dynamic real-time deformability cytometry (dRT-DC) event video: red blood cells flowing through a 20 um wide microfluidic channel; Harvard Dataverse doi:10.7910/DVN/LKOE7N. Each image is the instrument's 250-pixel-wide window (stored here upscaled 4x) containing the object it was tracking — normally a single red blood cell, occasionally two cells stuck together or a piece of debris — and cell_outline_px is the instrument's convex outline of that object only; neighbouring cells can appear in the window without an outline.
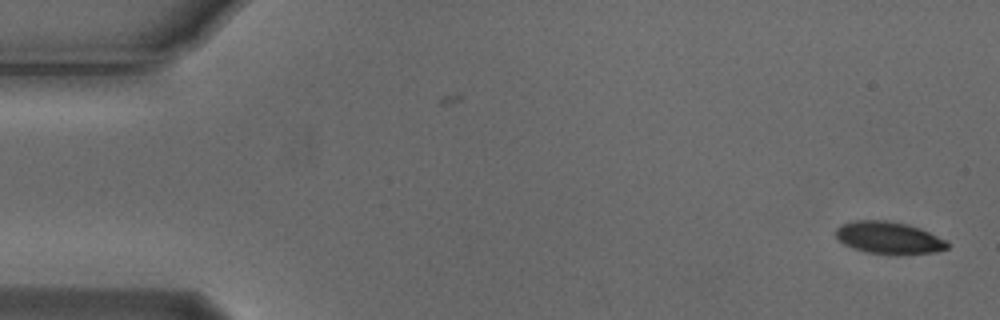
{"species": "Egyptian fruit bat (a non-hibernating species)", "species_latin": "Rousettus aegyptiacus", "temperature_condition": "cold", "stored_images_in_passage": 54, "camera_frame_rate_fps": 3000, "um_per_image_px": 0.085, "animal": {"sex": "male"}, "frame": {"image": 1, "passage_image": 1, "time_ms": 0.0, "image_size_px": [1000, 320], "cell_outline_px": [[948, 248], [936, 252], [896, 256], [868, 252], [852, 248], [844, 244], [836, 236], [836, 228], [840, 224], [852, 220], [888, 220], [908, 224], [920, 228], [948, 240]], "centroid_in_image_um": [75.57, 20.22], "position_along_channel_um": 9.4, "area_um2": 21.44}}
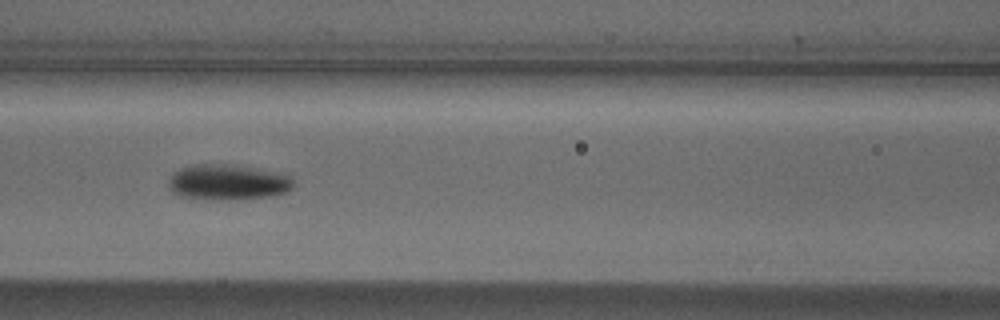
{"frame": {"image": 2, "passage_image": 23, "time_ms": 7.333, "image_size_px": [1000, 320], "cell_outline_px": [[292, 188], [288, 192], [272, 196], [236, 200], [224, 200], [180, 196], [172, 192], [168, 188], [168, 180], [172, 172], [180, 168], [200, 164], [232, 164], [280, 172], [292, 176]], "centroid_in_image_um": [19.38, 15.48], "position_along_channel_um": 147.2, "area_um2": 26.24}}
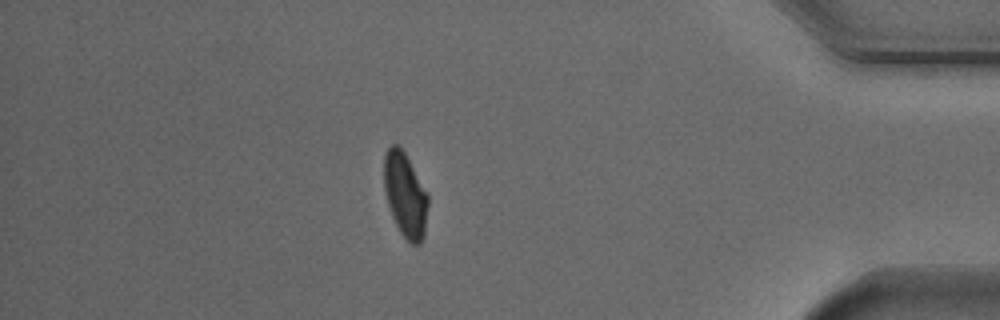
{"frame": {"image": 3, "passage_image": 47, "time_ms": 15.333, "image_size_px": [1000, 320], "cell_outline_px": [[428, 204], [424, 236], [420, 244], [412, 244], [400, 232], [392, 216], [384, 192], [384, 152], [392, 144], [396, 144], [404, 152], [428, 192]], "centroid_in_image_um": [34.44, 16.56], "position_along_channel_um": 400.8, "area_um2": 21.68}, "authors_computed_cell_mechanics": {"area_um2": 22.3397, "velocity_mm_per_s": 3.7065, "shape_relaxation_time_tau1_ms": 2.8053, "shape_relaxation_time_tau2_ms": null, "deformation_change_tau1": 0.1382, "deformation_change_tau2": null}}